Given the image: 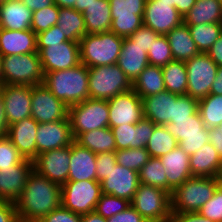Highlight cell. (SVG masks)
<instances>
[{
  "mask_svg": "<svg viewBox=\"0 0 222 222\" xmlns=\"http://www.w3.org/2000/svg\"><path fill=\"white\" fill-rule=\"evenodd\" d=\"M61 205V185L35 170L29 174L20 197L15 201L19 222H38Z\"/></svg>",
  "mask_w": 222,
  "mask_h": 222,
  "instance_id": "obj_1",
  "label": "cell"
},
{
  "mask_svg": "<svg viewBox=\"0 0 222 222\" xmlns=\"http://www.w3.org/2000/svg\"><path fill=\"white\" fill-rule=\"evenodd\" d=\"M88 67L82 63L44 74L43 85L68 107L89 99Z\"/></svg>",
  "mask_w": 222,
  "mask_h": 222,
  "instance_id": "obj_2",
  "label": "cell"
},
{
  "mask_svg": "<svg viewBox=\"0 0 222 222\" xmlns=\"http://www.w3.org/2000/svg\"><path fill=\"white\" fill-rule=\"evenodd\" d=\"M123 37L108 31L86 34L79 41L80 63L88 68L117 64Z\"/></svg>",
  "mask_w": 222,
  "mask_h": 222,
  "instance_id": "obj_3",
  "label": "cell"
},
{
  "mask_svg": "<svg viewBox=\"0 0 222 222\" xmlns=\"http://www.w3.org/2000/svg\"><path fill=\"white\" fill-rule=\"evenodd\" d=\"M218 186L216 178L192 176L171 194V213L198 212Z\"/></svg>",
  "mask_w": 222,
  "mask_h": 222,
  "instance_id": "obj_4",
  "label": "cell"
},
{
  "mask_svg": "<svg viewBox=\"0 0 222 222\" xmlns=\"http://www.w3.org/2000/svg\"><path fill=\"white\" fill-rule=\"evenodd\" d=\"M68 118L74 139L80 134L109 127L108 101L89 98L68 108Z\"/></svg>",
  "mask_w": 222,
  "mask_h": 222,
  "instance_id": "obj_5",
  "label": "cell"
},
{
  "mask_svg": "<svg viewBox=\"0 0 222 222\" xmlns=\"http://www.w3.org/2000/svg\"><path fill=\"white\" fill-rule=\"evenodd\" d=\"M89 98L108 100L132 89V82L117 64L88 68Z\"/></svg>",
  "mask_w": 222,
  "mask_h": 222,
  "instance_id": "obj_6",
  "label": "cell"
},
{
  "mask_svg": "<svg viewBox=\"0 0 222 222\" xmlns=\"http://www.w3.org/2000/svg\"><path fill=\"white\" fill-rule=\"evenodd\" d=\"M4 85L43 84L44 73L38 52L3 57Z\"/></svg>",
  "mask_w": 222,
  "mask_h": 222,
  "instance_id": "obj_7",
  "label": "cell"
},
{
  "mask_svg": "<svg viewBox=\"0 0 222 222\" xmlns=\"http://www.w3.org/2000/svg\"><path fill=\"white\" fill-rule=\"evenodd\" d=\"M101 194V184L97 181L66 182L61 185V205L76 214H88L95 211Z\"/></svg>",
  "mask_w": 222,
  "mask_h": 222,
  "instance_id": "obj_8",
  "label": "cell"
},
{
  "mask_svg": "<svg viewBox=\"0 0 222 222\" xmlns=\"http://www.w3.org/2000/svg\"><path fill=\"white\" fill-rule=\"evenodd\" d=\"M130 204L145 220H171V194L161 188L140 183Z\"/></svg>",
  "mask_w": 222,
  "mask_h": 222,
  "instance_id": "obj_9",
  "label": "cell"
},
{
  "mask_svg": "<svg viewBox=\"0 0 222 222\" xmlns=\"http://www.w3.org/2000/svg\"><path fill=\"white\" fill-rule=\"evenodd\" d=\"M185 65L188 78L187 94L199 101L210 94L218 66L207 53L202 52L185 61Z\"/></svg>",
  "mask_w": 222,
  "mask_h": 222,
  "instance_id": "obj_10",
  "label": "cell"
},
{
  "mask_svg": "<svg viewBox=\"0 0 222 222\" xmlns=\"http://www.w3.org/2000/svg\"><path fill=\"white\" fill-rule=\"evenodd\" d=\"M165 126L189 156L209 142V129L205 127L199 111L191 119L175 120Z\"/></svg>",
  "mask_w": 222,
  "mask_h": 222,
  "instance_id": "obj_11",
  "label": "cell"
},
{
  "mask_svg": "<svg viewBox=\"0 0 222 222\" xmlns=\"http://www.w3.org/2000/svg\"><path fill=\"white\" fill-rule=\"evenodd\" d=\"M110 31L123 38L129 37L143 25L146 0H109Z\"/></svg>",
  "mask_w": 222,
  "mask_h": 222,
  "instance_id": "obj_12",
  "label": "cell"
},
{
  "mask_svg": "<svg viewBox=\"0 0 222 222\" xmlns=\"http://www.w3.org/2000/svg\"><path fill=\"white\" fill-rule=\"evenodd\" d=\"M107 101L110 128L136 124L144 117L142 99L133 89L120 93Z\"/></svg>",
  "mask_w": 222,
  "mask_h": 222,
  "instance_id": "obj_13",
  "label": "cell"
},
{
  "mask_svg": "<svg viewBox=\"0 0 222 222\" xmlns=\"http://www.w3.org/2000/svg\"><path fill=\"white\" fill-rule=\"evenodd\" d=\"M68 108L43 84L32 86L31 117L38 123L64 120L68 117Z\"/></svg>",
  "mask_w": 222,
  "mask_h": 222,
  "instance_id": "obj_14",
  "label": "cell"
},
{
  "mask_svg": "<svg viewBox=\"0 0 222 222\" xmlns=\"http://www.w3.org/2000/svg\"><path fill=\"white\" fill-rule=\"evenodd\" d=\"M71 145L36 156L33 170L52 182L63 185L68 181Z\"/></svg>",
  "mask_w": 222,
  "mask_h": 222,
  "instance_id": "obj_15",
  "label": "cell"
},
{
  "mask_svg": "<svg viewBox=\"0 0 222 222\" xmlns=\"http://www.w3.org/2000/svg\"><path fill=\"white\" fill-rule=\"evenodd\" d=\"M43 73L66 70L80 64L79 42L49 44L39 52Z\"/></svg>",
  "mask_w": 222,
  "mask_h": 222,
  "instance_id": "obj_16",
  "label": "cell"
},
{
  "mask_svg": "<svg viewBox=\"0 0 222 222\" xmlns=\"http://www.w3.org/2000/svg\"><path fill=\"white\" fill-rule=\"evenodd\" d=\"M183 23L182 15L170 3L146 0L143 25L151 28L159 35H167L175 27Z\"/></svg>",
  "mask_w": 222,
  "mask_h": 222,
  "instance_id": "obj_17",
  "label": "cell"
},
{
  "mask_svg": "<svg viewBox=\"0 0 222 222\" xmlns=\"http://www.w3.org/2000/svg\"><path fill=\"white\" fill-rule=\"evenodd\" d=\"M0 92L9 125L31 116L32 86L2 85Z\"/></svg>",
  "mask_w": 222,
  "mask_h": 222,
  "instance_id": "obj_18",
  "label": "cell"
},
{
  "mask_svg": "<svg viewBox=\"0 0 222 222\" xmlns=\"http://www.w3.org/2000/svg\"><path fill=\"white\" fill-rule=\"evenodd\" d=\"M74 141L68 117L64 120L39 123L36 135L37 155L70 146Z\"/></svg>",
  "mask_w": 222,
  "mask_h": 222,
  "instance_id": "obj_19",
  "label": "cell"
},
{
  "mask_svg": "<svg viewBox=\"0 0 222 222\" xmlns=\"http://www.w3.org/2000/svg\"><path fill=\"white\" fill-rule=\"evenodd\" d=\"M100 184L103 194L124 198L131 202L140 184L139 172L116 164Z\"/></svg>",
  "mask_w": 222,
  "mask_h": 222,
  "instance_id": "obj_20",
  "label": "cell"
},
{
  "mask_svg": "<svg viewBox=\"0 0 222 222\" xmlns=\"http://www.w3.org/2000/svg\"><path fill=\"white\" fill-rule=\"evenodd\" d=\"M33 170V161L24 159L21 163L0 170V200L14 202L20 197L27 178Z\"/></svg>",
  "mask_w": 222,
  "mask_h": 222,
  "instance_id": "obj_21",
  "label": "cell"
},
{
  "mask_svg": "<svg viewBox=\"0 0 222 222\" xmlns=\"http://www.w3.org/2000/svg\"><path fill=\"white\" fill-rule=\"evenodd\" d=\"M155 124L147 118H142L136 124H126L112 127V133L116 141V151L128 148L146 147Z\"/></svg>",
  "mask_w": 222,
  "mask_h": 222,
  "instance_id": "obj_22",
  "label": "cell"
},
{
  "mask_svg": "<svg viewBox=\"0 0 222 222\" xmlns=\"http://www.w3.org/2000/svg\"><path fill=\"white\" fill-rule=\"evenodd\" d=\"M39 123L31 116L9 125L7 137L19 153L33 161L37 156L36 135Z\"/></svg>",
  "mask_w": 222,
  "mask_h": 222,
  "instance_id": "obj_23",
  "label": "cell"
},
{
  "mask_svg": "<svg viewBox=\"0 0 222 222\" xmlns=\"http://www.w3.org/2000/svg\"><path fill=\"white\" fill-rule=\"evenodd\" d=\"M159 159L165 168L169 194H172L176 188L192 177L189 163L190 156L179 145Z\"/></svg>",
  "mask_w": 222,
  "mask_h": 222,
  "instance_id": "obj_24",
  "label": "cell"
},
{
  "mask_svg": "<svg viewBox=\"0 0 222 222\" xmlns=\"http://www.w3.org/2000/svg\"><path fill=\"white\" fill-rule=\"evenodd\" d=\"M96 156L97 154L74 141L71 144L70 169L67 182L97 181Z\"/></svg>",
  "mask_w": 222,
  "mask_h": 222,
  "instance_id": "obj_25",
  "label": "cell"
},
{
  "mask_svg": "<svg viewBox=\"0 0 222 222\" xmlns=\"http://www.w3.org/2000/svg\"><path fill=\"white\" fill-rule=\"evenodd\" d=\"M37 52V34L31 29L13 31L0 28V54L23 55Z\"/></svg>",
  "mask_w": 222,
  "mask_h": 222,
  "instance_id": "obj_26",
  "label": "cell"
},
{
  "mask_svg": "<svg viewBox=\"0 0 222 222\" xmlns=\"http://www.w3.org/2000/svg\"><path fill=\"white\" fill-rule=\"evenodd\" d=\"M177 98L178 95L167 90L142 98L144 118L155 125L173 122V103Z\"/></svg>",
  "mask_w": 222,
  "mask_h": 222,
  "instance_id": "obj_27",
  "label": "cell"
},
{
  "mask_svg": "<svg viewBox=\"0 0 222 222\" xmlns=\"http://www.w3.org/2000/svg\"><path fill=\"white\" fill-rule=\"evenodd\" d=\"M117 65L133 83L149 65L148 54L144 51V48L125 37L123 38Z\"/></svg>",
  "mask_w": 222,
  "mask_h": 222,
  "instance_id": "obj_28",
  "label": "cell"
},
{
  "mask_svg": "<svg viewBox=\"0 0 222 222\" xmlns=\"http://www.w3.org/2000/svg\"><path fill=\"white\" fill-rule=\"evenodd\" d=\"M33 12L21 0L0 5V28L20 31L31 29Z\"/></svg>",
  "mask_w": 222,
  "mask_h": 222,
  "instance_id": "obj_29",
  "label": "cell"
},
{
  "mask_svg": "<svg viewBox=\"0 0 222 222\" xmlns=\"http://www.w3.org/2000/svg\"><path fill=\"white\" fill-rule=\"evenodd\" d=\"M222 158L213 145L207 142L200 150L190 156V171L192 176L216 178Z\"/></svg>",
  "mask_w": 222,
  "mask_h": 222,
  "instance_id": "obj_30",
  "label": "cell"
},
{
  "mask_svg": "<svg viewBox=\"0 0 222 222\" xmlns=\"http://www.w3.org/2000/svg\"><path fill=\"white\" fill-rule=\"evenodd\" d=\"M174 60L187 61L199 54L188 25L182 23L166 35Z\"/></svg>",
  "mask_w": 222,
  "mask_h": 222,
  "instance_id": "obj_31",
  "label": "cell"
},
{
  "mask_svg": "<svg viewBox=\"0 0 222 222\" xmlns=\"http://www.w3.org/2000/svg\"><path fill=\"white\" fill-rule=\"evenodd\" d=\"M86 34L110 31L111 8L109 0H96L83 13Z\"/></svg>",
  "mask_w": 222,
  "mask_h": 222,
  "instance_id": "obj_32",
  "label": "cell"
},
{
  "mask_svg": "<svg viewBox=\"0 0 222 222\" xmlns=\"http://www.w3.org/2000/svg\"><path fill=\"white\" fill-rule=\"evenodd\" d=\"M185 25L222 23V2L220 0H196L183 17Z\"/></svg>",
  "mask_w": 222,
  "mask_h": 222,
  "instance_id": "obj_33",
  "label": "cell"
},
{
  "mask_svg": "<svg viewBox=\"0 0 222 222\" xmlns=\"http://www.w3.org/2000/svg\"><path fill=\"white\" fill-rule=\"evenodd\" d=\"M132 89L141 99L165 91L162 68L149 64L132 83Z\"/></svg>",
  "mask_w": 222,
  "mask_h": 222,
  "instance_id": "obj_34",
  "label": "cell"
},
{
  "mask_svg": "<svg viewBox=\"0 0 222 222\" xmlns=\"http://www.w3.org/2000/svg\"><path fill=\"white\" fill-rule=\"evenodd\" d=\"M75 141L95 154L116 152V141L110 127L82 133Z\"/></svg>",
  "mask_w": 222,
  "mask_h": 222,
  "instance_id": "obj_35",
  "label": "cell"
},
{
  "mask_svg": "<svg viewBox=\"0 0 222 222\" xmlns=\"http://www.w3.org/2000/svg\"><path fill=\"white\" fill-rule=\"evenodd\" d=\"M57 25L70 41L79 42L86 35L84 16L74 8H59Z\"/></svg>",
  "mask_w": 222,
  "mask_h": 222,
  "instance_id": "obj_36",
  "label": "cell"
},
{
  "mask_svg": "<svg viewBox=\"0 0 222 222\" xmlns=\"http://www.w3.org/2000/svg\"><path fill=\"white\" fill-rule=\"evenodd\" d=\"M165 89L176 95L187 94V68L184 61L172 60L161 67Z\"/></svg>",
  "mask_w": 222,
  "mask_h": 222,
  "instance_id": "obj_37",
  "label": "cell"
},
{
  "mask_svg": "<svg viewBox=\"0 0 222 222\" xmlns=\"http://www.w3.org/2000/svg\"><path fill=\"white\" fill-rule=\"evenodd\" d=\"M178 146L177 140L170 134L165 125H155L147 142L146 149L150 157L160 158Z\"/></svg>",
  "mask_w": 222,
  "mask_h": 222,
  "instance_id": "obj_38",
  "label": "cell"
},
{
  "mask_svg": "<svg viewBox=\"0 0 222 222\" xmlns=\"http://www.w3.org/2000/svg\"><path fill=\"white\" fill-rule=\"evenodd\" d=\"M198 111L206 128L222 125V95L209 94L198 101Z\"/></svg>",
  "mask_w": 222,
  "mask_h": 222,
  "instance_id": "obj_39",
  "label": "cell"
},
{
  "mask_svg": "<svg viewBox=\"0 0 222 222\" xmlns=\"http://www.w3.org/2000/svg\"><path fill=\"white\" fill-rule=\"evenodd\" d=\"M199 52L207 53L222 34V23L188 25Z\"/></svg>",
  "mask_w": 222,
  "mask_h": 222,
  "instance_id": "obj_40",
  "label": "cell"
},
{
  "mask_svg": "<svg viewBox=\"0 0 222 222\" xmlns=\"http://www.w3.org/2000/svg\"><path fill=\"white\" fill-rule=\"evenodd\" d=\"M165 168L159 158L150 157L148 162L139 171L141 184L158 187L168 192Z\"/></svg>",
  "mask_w": 222,
  "mask_h": 222,
  "instance_id": "obj_41",
  "label": "cell"
},
{
  "mask_svg": "<svg viewBox=\"0 0 222 222\" xmlns=\"http://www.w3.org/2000/svg\"><path fill=\"white\" fill-rule=\"evenodd\" d=\"M115 155L117 164L136 172H139L150 158L146 147L117 150Z\"/></svg>",
  "mask_w": 222,
  "mask_h": 222,
  "instance_id": "obj_42",
  "label": "cell"
},
{
  "mask_svg": "<svg viewBox=\"0 0 222 222\" xmlns=\"http://www.w3.org/2000/svg\"><path fill=\"white\" fill-rule=\"evenodd\" d=\"M147 54L150 65L163 67L174 60L166 35H159Z\"/></svg>",
  "mask_w": 222,
  "mask_h": 222,
  "instance_id": "obj_43",
  "label": "cell"
},
{
  "mask_svg": "<svg viewBox=\"0 0 222 222\" xmlns=\"http://www.w3.org/2000/svg\"><path fill=\"white\" fill-rule=\"evenodd\" d=\"M58 17L59 7L55 4L41 10H36L33 12L31 30L35 34L48 30L52 26L57 25Z\"/></svg>",
  "mask_w": 222,
  "mask_h": 222,
  "instance_id": "obj_44",
  "label": "cell"
},
{
  "mask_svg": "<svg viewBox=\"0 0 222 222\" xmlns=\"http://www.w3.org/2000/svg\"><path fill=\"white\" fill-rule=\"evenodd\" d=\"M130 201L109 194H101L95 211L104 218H110L130 206Z\"/></svg>",
  "mask_w": 222,
  "mask_h": 222,
  "instance_id": "obj_45",
  "label": "cell"
},
{
  "mask_svg": "<svg viewBox=\"0 0 222 222\" xmlns=\"http://www.w3.org/2000/svg\"><path fill=\"white\" fill-rule=\"evenodd\" d=\"M198 111V100L188 94L178 95L173 103V122L175 120L191 119V116Z\"/></svg>",
  "mask_w": 222,
  "mask_h": 222,
  "instance_id": "obj_46",
  "label": "cell"
},
{
  "mask_svg": "<svg viewBox=\"0 0 222 222\" xmlns=\"http://www.w3.org/2000/svg\"><path fill=\"white\" fill-rule=\"evenodd\" d=\"M24 160L12 141L6 136L0 138V170L13 167Z\"/></svg>",
  "mask_w": 222,
  "mask_h": 222,
  "instance_id": "obj_47",
  "label": "cell"
},
{
  "mask_svg": "<svg viewBox=\"0 0 222 222\" xmlns=\"http://www.w3.org/2000/svg\"><path fill=\"white\" fill-rule=\"evenodd\" d=\"M202 216L214 222H222V187L219 185L212 198L198 211Z\"/></svg>",
  "mask_w": 222,
  "mask_h": 222,
  "instance_id": "obj_48",
  "label": "cell"
},
{
  "mask_svg": "<svg viewBox=\"0 0 222 222\" xmlns=\"http://www.w3.org/2000/svg\"><path fill=\"white\" fill-rule=\"evenodd\" d=\"M65 41L69 40L59 29L58 25H54L48 30L37 34V52L39 53L43 48L49 46V44H61Z\"/></svg>",
  "mask_w": 222,
  "mask_h": 222,
  "instance_id": "obj_49",
  "label": "cell"
},
{
  "mask_svg": "<svg viewBox=\"0 0 222 222\" xmlns=\"http://www.w3.org/2000/svg\"><path fill=\"white\" fill-rule=\"evenodd\" d=\"M115 152L99 153L96 156V174L97 182H101L107 178V174L116 165Z\"/></svg>",
  "mask_w": 222,
  "mask_h": 222,
  "instance_id": "obj_50",
  "label": "cell"
},
{
  "mask_svg": "<svg viewBox=\"0 0 222 222\" xmlns=\"http://www.w3.org/2000/svg\"><path fill=\"white\" fill-rule=\"evenodd\" d=\"M159 34L153 31L151 28H148L142 25L136 32L132 33L128 38L134 42V44L139 45L144 48V51L148 53V50L153 45L155 39Z\"/></svg>",
  "mask_w": 222,
  "mask_h": 222,
  "instance_id": "obj_51",
  "label": "cell"
},
{
  "mask_svg": "<svg viewBox=\"0 0 222 222\" xmlns=\"http://www.w3.org/2000/svg\"><path fill=\"white\" fill-rule=\"evenodd\" d=\"M82 215L76 214L60 205L38 222H81Z\"/></svg>",
  "mask_w": 222,
  "mask_h": 222,
  "instance_id": "obj_52",
  "label": "cell"
},
{
  "mask_svg": "<svg viewBox=\"0 0 222 222\" xmlns=\"http://www.w3.org/2000/svg\"><path fill=\"white\" fill-rule=\"evenodd\" d=\"M145 219L130 205L116 215L107 218V222H144Z\"/></svg>",
  "mask_w": 222,
  "mask_h": 222,
  "instance_id": "obj_53",
  "label": "cell"
},
{
  "mask_svg": "<svg viewBox=\"0 0 222 222\" xmlns=\"http://www.w3.org/2000/svg\"><path fill=\"white\" fill-rule=\"evenodd\" d=\"M0 222H19L14 202L0 200Z\"/></svg>",
  "mask_w": 222,
  "mask_h": 222,
  "instance_id": "obj_54",
  "label": "cell"
},
{
  "mask_svg": "<svg viewBox=\"0 0 222 222\" xmlns=\"http://www.w3.org/2000/svg\"><path fill=\"white\" fill-rule=\"evenodd\" d=\"M171 222H214L198 212L172 213Z\"/></svg>",
  "mask_w": 222,
  "mask_h": 222,
  "instance_id": "obj_55",
  "label": "cell"
},
{
  "mask_svg": "<svg viewBox=\"0 0 222 222\" xmlns=\"http://www.w3.org/2000/svg\"><path fill=\"white\" fill-rule=\"evenodd\" d=\"M157 2L170 3V6L175 7L182 17H184L196 3V0H157Z\"/></svg>",
  "mask_w": 222,
  "mask_h": 222,
  "instance_id": "obj_56",
  "label": "cell"
},
{
  "mask_svg": "<svg viewBox=\"0 0 222 222\" xmlns=\"http://www.w3.org/2000/svg\"><path fill=\"white\" fill-rule=\"evenodd\" d=\"M211 60L219 67L222 66V34L207 52Z\"/></svg>",
  "mask_w": 222,
  "mask_h": 222,
  "instance_id": "obj_57",
  "label": "cell"
},
{
  "mask_svg": "<svg viewBox=\"0 0 222 222\" xmlns=\"http://www.w3.org/2000/svg\"><path fill=\"white\" fill-rule=\"evenodd\" d=\"M209 142L213 145L215 151L222 158V132L219 128L209 129Z\"/></svg>",
  "mask_w": 222,
  "mask_h": 222,
  "instance_id": "obj_58",
  "label": "cell"
},
{
  "mask_svg": "<svg viewBox=\"0 0 222 222\" xmlns=\"http://www.w3.org/2000/svg\"><path fill=\"white\" fill-rule=\"evenodd\" d=\"M9 130V124L6 118L4 101L0 92V138L6 137Z\"/></svg>",
  "mask_w": 222,
  "mask_h": 222,
  "instance_id": "obj_59",
  "label": "cell"
},
{
  "mask_svg": "<svg viewBox=\"0 0 222 222\" xmlns=\"http://www.w3.org/2000/svg\"><path fill=\"white\" fill-rule=\"evenodd\" d=\"M32 12L54 5V0H21Z\"/></svg>",
  "mask_w": 222,
  "mask_h": 222,
  "instance_id": "obj_60",
  "label": "cell"
},
{
  "mask_svg": "<svg viewBox=\"0 0 222 222\" xmlns=\"http://www.w3.org/2000/svg\"><path fill=\"white\" fill-rule=\"evenodd\" d=\"M210 94L222 95V66L218 67L217 75L212 83Z\"/></svg>",
  "mask_w": 222,
  "mask_h": 222,
  "instance_id": "obj_61",
  "label": "cell"
},
{
  "mask_svg": "<svg viewBox=\"0 0 222 222\" xmlns=\"http://www.w3.org/2000/svg\"><path fill=\"white\" fill-rule=\"evenodd\" d=\"M81 222H107V219L99 215L96 211L82 215Z\"/></svg>",
  "mask_w": 222,
  "mask_h": 222,
  "instance_id": "obj_62",
  "label": "cell"
},
{
  "mask_svg": "<svg viewBox=\"0 0 222 222\" xmlns=\"http://www.w3.org/2000/svg\"><path fill=\"white\" fill-rule=\"evenodd\" d=\"M94 1L96 0H77L74 9L83 13Z\"/></svg>",
  "mask_w": 222,
  "mask_h": 222,
  "instance_id": "obj_63",
  "label": "cell"
},
{
  "mask_svg": "<svg viewBox=\"0 0 222 222\" xmlns=\"http://www.w3.org/2000/svg\"><path fill=\"white\" fill-rule=\"evenodd\" d=\"M77 0H54V3L59 8H74Z\"/></svg>",
  "mask_w": 222,
  "mask_h": 222,
  "instance_id": "obj_64",
  "label": "cell"
},
{
  "mask_svg": "<svg viewBox=\"0 0 222 222\" xmlns=\"http://www.w3.org/2000/svg\"><path fill=\"white\" fill-rule=\"evenodd\" d=\"M4 85L3 77V56L0 54V86Z\"/></svg>",
  "mask_w": 222,
  "mask_h": 222,
  "instance_id": "obj_65",
  "label": "cell"
},
{
  "mask_svg": "<svg viewBox=\"0 0 222 222\" xmlns=\"http://www.w3.org/2000/svg\"><path fill=\"white\" fill-rule=\"evenodd\" d=\"M216 180L218 181L219 185L222 187V161L221 164L219 166V170L216 176Z\"/></svg>",
  "mask_w": 222,
  "mask_h": 222,
  "instance_id": "obj_66",
  "label": "cell"
},
{
  "mask_svg": "<svg viewBox=\"0 0 222 222\" xmlns=\"http://www.w3.org/2000/svg\"><path fill=\"white\" fill-rule=\"evenodd\" d=\"M144 222H171V220H145Z\"/></svg>",
  "mask_w": 222,
  "mask_h": 222,
  "instance_id": "obj_67",
  "label": "cell"
},
{
  "mask_svg": "<svg viewBox=\"0 0 222 222\" xmlns=\"http://www.w3.org/2000/svg\"><path fill=\"white\" fill-rule=\"evenodd\" d=\"M7 1H9V0H0V5H1V4H4V3L7 2Z\"/></svg>",
  "mask_w": 222,
  "mask_h": 222,
  "instance_id": "obj_68",
  "label": "cell"
}]
</instances>
